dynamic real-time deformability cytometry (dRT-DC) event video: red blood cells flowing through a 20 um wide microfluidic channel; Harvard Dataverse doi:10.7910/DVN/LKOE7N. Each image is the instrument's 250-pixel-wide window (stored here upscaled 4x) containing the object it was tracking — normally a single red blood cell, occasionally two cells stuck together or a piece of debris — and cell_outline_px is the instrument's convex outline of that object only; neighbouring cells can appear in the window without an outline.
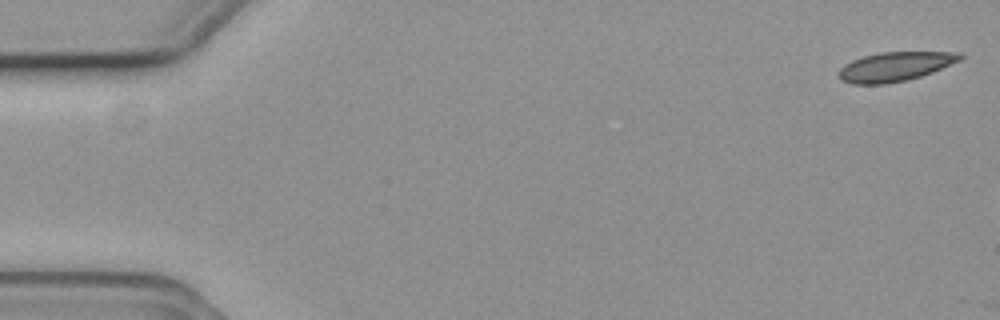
{"species": "common noctule bat (a hibernating species)", "species_latin": "Nyctalus noctula", "temperature_condition": "cold", "stored_images_in_passage": 8, "camera_frame_rate_fps": 3000, "um_per_image_px": 0.085, "animal": {"sex": "female", "body_mass_g": 19.3, "forearm_length_mm": 54.1}, "frame": {"image": 1, "passage_image": 1, "time_ms": 0.0, "image_size_px": [1000, 320], "cell_outline_px": [[964, 56], [960, 60], [932, 72], [908, 80], [888, 84], [852, 84], [840, 80], [840, 68], [844, 64], [852, 60], [864, 56], [880, 52], [964, 52]], "centroid_in_image_um": [76.09, 5.66], "position_along_channel_um": 8.9, "area_um2": 20.69}}